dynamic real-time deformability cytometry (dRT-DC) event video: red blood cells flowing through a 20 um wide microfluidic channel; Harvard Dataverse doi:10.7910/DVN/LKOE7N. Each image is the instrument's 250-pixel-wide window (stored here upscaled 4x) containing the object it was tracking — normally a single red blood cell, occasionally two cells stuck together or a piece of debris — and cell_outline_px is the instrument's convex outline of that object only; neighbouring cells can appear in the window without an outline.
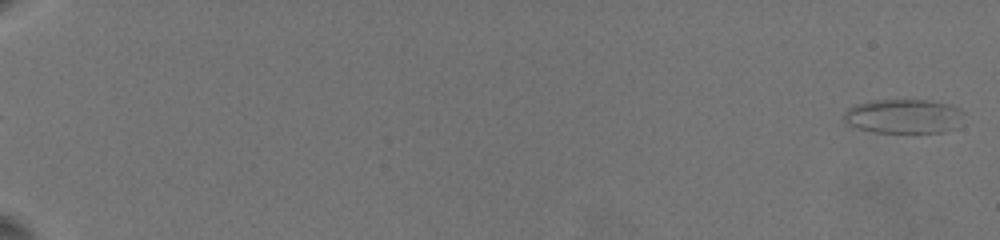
{"species": "common noctule bat (a hibernating species)", "species_latin": "Nyctalus noctula", "temperature_condition": "warm", "stored_images_in_passage": 60, "camera_frame_rate_fps": 3000, "um_per_image_px": 0.085, "animal": {"sex": "female", "body_mass_g": 19.5, "forearm_length_mm": 54.1}, "frame": {"image": 1, "passage_image": 1, "time_ms": 0.0, "image_size_px": [1000, 240], "cell_outline_px": [[964, 112], [952, 128], [940, 132], [876, 132], [860, 128], [848, 124], [844, 120], [844, 112], [848, 108], [856, 104], [876, 100], [924, 100], [944, 104], [960, 108]], "centroid_in_image_um": [76.74, 9.87], "position_along_channel_um": 8.3, "area_um2": 23.29}}
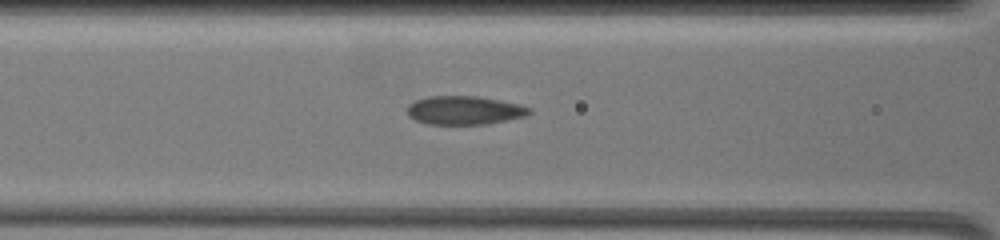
{"frame": {"image": 2, "passage_image": 33, "time_ms": 10.333, "image_size_px": [1000, 240], "cell_outline_px": [[532, 112], [524, 116], [488, 124], [428, 124], [416, 120], [408, 116], [408, 104], [416, 100], [428, 96], [476, 96], [500, 100], [516, 104], [528, 108]], "centroid_in_image_um": [39.43, 9.37], "position_along_channel_um": 127.2, "area_um2": 20.11}}
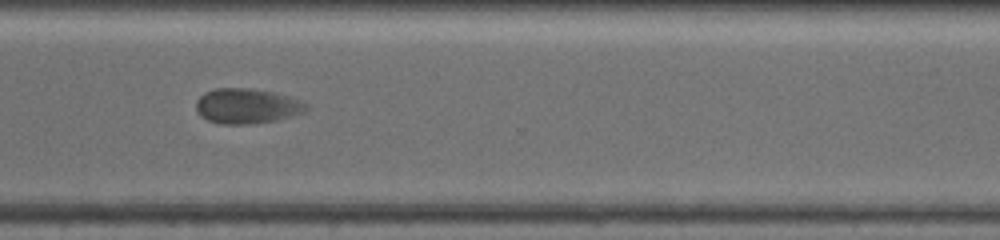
{"frame": {"image": 3, "passage_image": 59, "time_ms": 16.667, "image_size_px": [1000, 240], "cell_outline_px": [[308, 108], [304, 112], [292, 116], [276, 120], [252, 124], [220, 124], [208, 120], [200, 116], [196, 108], [196, 100], [204, 92], [216, 88], [248, 88], [272, 92], [300, 100], [308, 104]], "centroid_in_image_um": [20.96, 9.02], "position_along_channel_um": 349.6, "area_um2": 22.54}}